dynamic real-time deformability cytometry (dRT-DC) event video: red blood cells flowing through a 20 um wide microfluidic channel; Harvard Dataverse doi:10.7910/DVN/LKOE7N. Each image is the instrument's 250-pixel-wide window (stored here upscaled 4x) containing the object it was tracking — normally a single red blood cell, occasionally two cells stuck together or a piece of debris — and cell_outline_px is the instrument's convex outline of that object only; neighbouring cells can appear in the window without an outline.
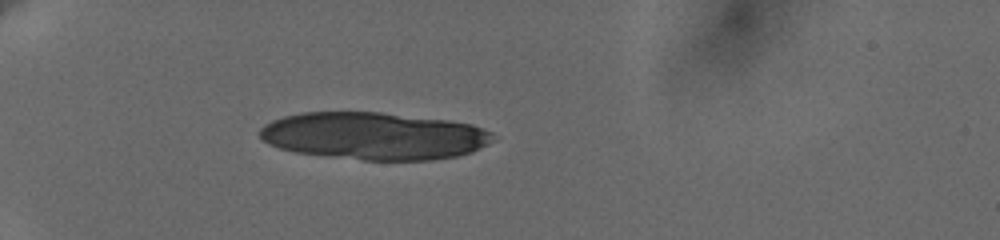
{"species": "human", "species_latin": "Homo sapiens", "temperature_condition": "cold", "stored_images_in_passage": 40, "camera_frame_rate_fps": 3000, "um_per_image_px": 0.085, "donor": {"sex": "female"}, "frame": {"image": 1, "passage_image": 1, "time_ms": 0.0, "image_size_px": [1000, 240], "cell_outline_px": [[492, 140], [488, 144], [472, 152], [456, 156], [432, 160], [364, 160], [296, 152], [280, 148], [268, 144], [260, 136], [260, 128], [264, 124], [272, 120], [284, 116], [304, 112], [380, 112], [448, 120], [472, 124], [492, 132]], "centroid_in_image_um": [31.79, 11.55], "position_along_channel_um": 53.2, "area_um2": 64.22}}
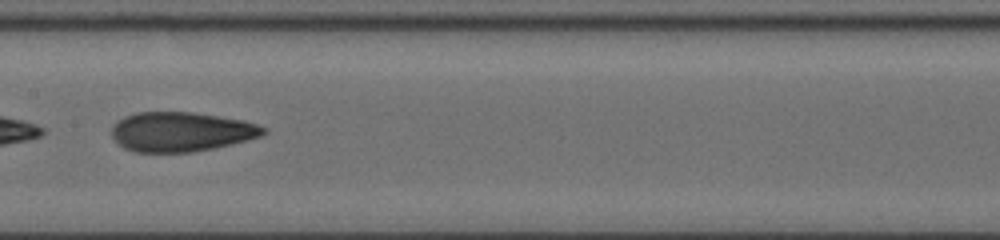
{"frame": {"image": 2, "passage_image": 16, "time_ms": 5.0, "image_size_px": [1000, 240], "cell_outline_px": [[268, 132], [260, 136], [248, 140], [232, 144], [192, 152], [136, 152], [124, 148], [112, 136], [112, 128], [124, 116], [136, 112], [192, 112], [240, 120], [256, 124], [268, 128]], "centroid_in_image_um": [15.41, 11.2], "position_along_channel_um": 192.0, "area_um2": 34.68}}
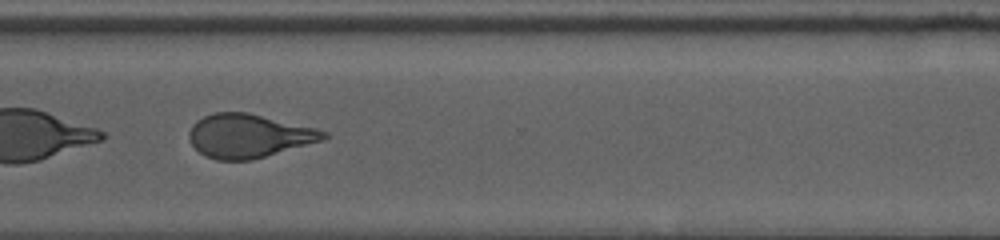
{"frame": {"image": 3, "passage_image": 29, "time_ms": 9.333, "image_size_px": [1000, 240], "cell_outline_px": [[328, 136], [324, 140], [252, 160], [216, 160], [204, 156], [192, 144], [188, 136], [188, 132], [192, 124], [196, 120], [204, 116], [216, 112], [248, 112], [316, 128], [328, 132]], "centroid_in_image_um": [21.14, 11.55], "position_along_channel_um": 349.5, "area_um2": 34.33}, "authors_computed_cell_mechanics": {"area_um2": 35.7493, "velocity_mm_per_s": 3.6466, "shape_relaxation_time_tau1_ms": 6.1131, "shape_relaxation_time_tau2_ms": 1.9957, "deformation_change_tau1": 0.1741, "deformation_change_tau2": 0.0926}}